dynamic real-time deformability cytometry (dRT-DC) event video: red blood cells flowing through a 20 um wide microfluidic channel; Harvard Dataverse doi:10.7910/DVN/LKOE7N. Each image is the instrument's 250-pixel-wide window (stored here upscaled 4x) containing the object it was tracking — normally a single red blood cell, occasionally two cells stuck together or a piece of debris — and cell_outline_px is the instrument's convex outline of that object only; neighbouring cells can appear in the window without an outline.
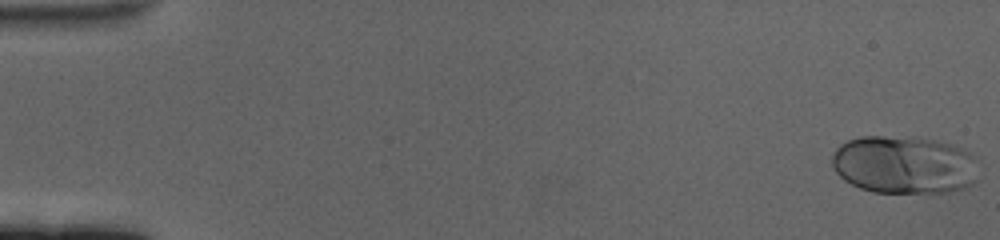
{"species": "human", "species_latin": "Homo sapiens", "temperature_condition": "cold", "stored_images_in_passage": 60, "camera_frame_rate_fps": 3000, "um_per_image_px": 0.085, "donor": {"sex": "female"}, "frame": {"image": 1, "passage_image": 1, "time_ms": 0.0, "image_size_px": [1000, 240], "cell_outline_px": [[980, 180], [964, 188], [948, 192], [872, 192], [860, 188], [844, 180], [832, 168], [832, 152], [840, 144], [848, 140], [860, 136], [920, 136], [940, 140], [964, 148], [972, 152]], "centroid_in_image_um": [76.88, 13.98], "position_along_channel_um": 8.1, "area_um2": 50.63}}
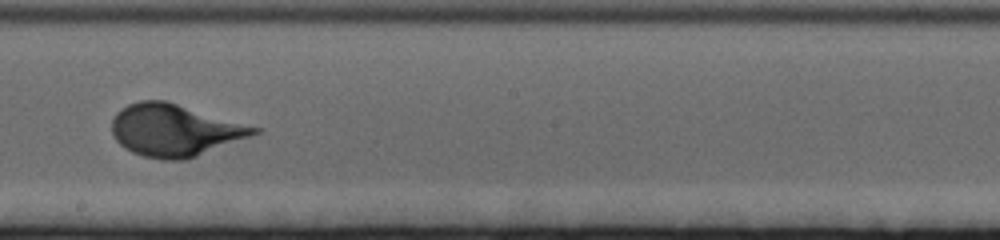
{"frame": {"image": 2, "passage_image": 35, "time_ms": 11.333, "image_size_px": [1000, 240], "cell_outline_px": [[264, 128], [260, 132], [196, 156], [184, 160], [160, 160], [144, 156], [132, 152], [124, 148], [116, 140], [112, 132], [112, 120], [116, 112], [120, 108], [128, 104], [140, 100], [164, 100]], "centroid_in_image_um": [14.84, 11.06], "position_along_channel_um": 233.4, "area_um2": 43.12}}
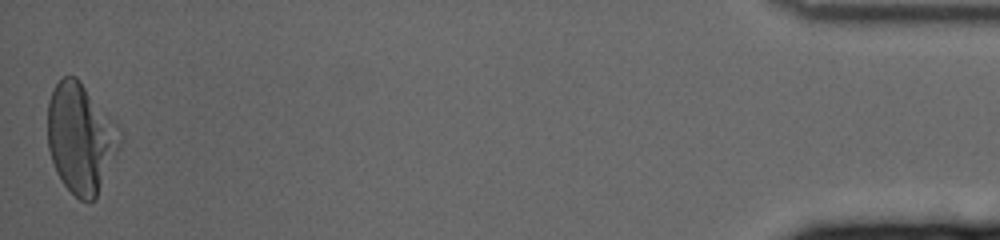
{"frame": {"image": 3, "passage_image": 60, "time_ms": 19.667, "image_size_px": [1000, 240], "cell_outline_px": [[124, 140], [96, 200], [80, 200], [60, 180], [56, 172], [48, 148], [48, 100], [56, 84], [64, 76], [76, 76], [80, 80], [124, 132]], "centroid_in_image_um": [6.91, 11.76], "position_along_channel_um": 428.3, "area_um2": 46.82}}